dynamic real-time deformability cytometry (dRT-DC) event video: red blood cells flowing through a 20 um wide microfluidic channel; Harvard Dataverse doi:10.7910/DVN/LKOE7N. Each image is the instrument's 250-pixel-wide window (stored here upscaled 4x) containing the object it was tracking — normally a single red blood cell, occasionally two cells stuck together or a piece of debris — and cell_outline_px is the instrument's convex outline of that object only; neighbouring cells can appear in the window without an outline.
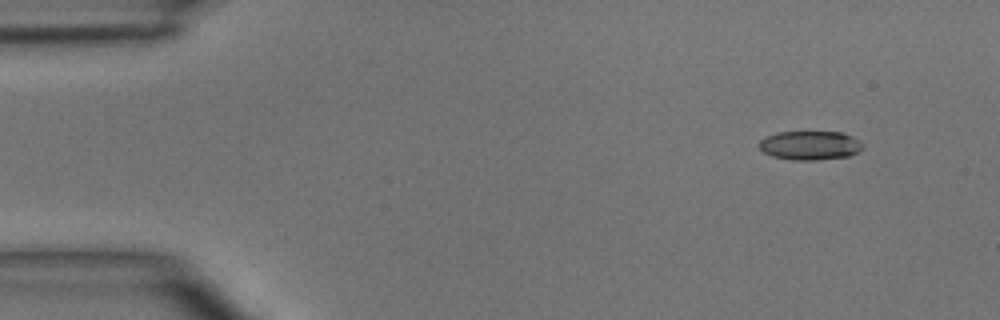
{"species": "common noctule bat (a hibernating species)", "species_latin": "Nyctalus noctula", "temperature_condition": "room temperature", "stored_images_in_passage": 7, "camera_frame_rate_fps": 3000, "um_per_image_px": 0.085, "animal": {"sex": "male", "body_mass_g": 15.6}, "frame": {"image": 1, "passage_image": 1, "time_ms": 0.0, "image_size_px": [1000, 320], "cell_outline_px": [[864, 148], [848, 156], [816, 160], [792, 160], [772, 156], [764, 152], [760, 148], [760, 140], [764, 136], [776, 132], [844, 132], [860, 140], [864, 144]], "centroid_in_image_um": [68.87, 12.35], "position_along_channel_um": 16.1, "area_um2": 17.63}}
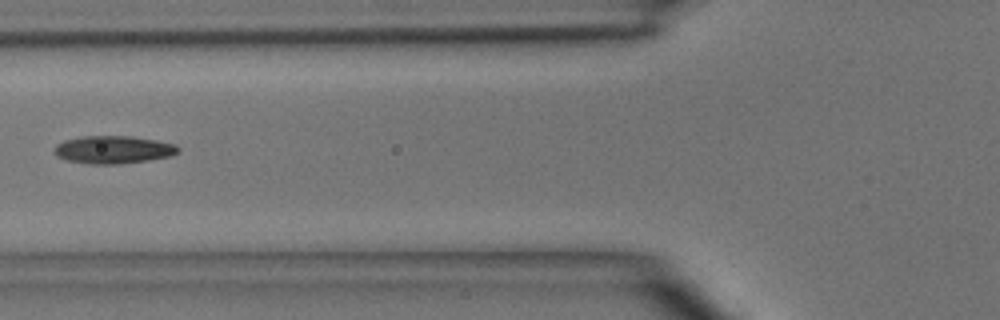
{"frame": {"image": 2, "passage_image": 5, "time_ms": 4.667, "image_size_px": [1000, 320], "cell_outline_px": [[180, 148], [172, 156], [148, 160], [120, 164], [92, 164], [68, 160], [56, 156], [56, 144], [64, 140], [80, 136], [132, 136], [156, 140], [176, 144]], "centroid_in_image_um": [9.65, 12.71], "position_along_channel_um": 116.1, "area_um2": 20.0}}
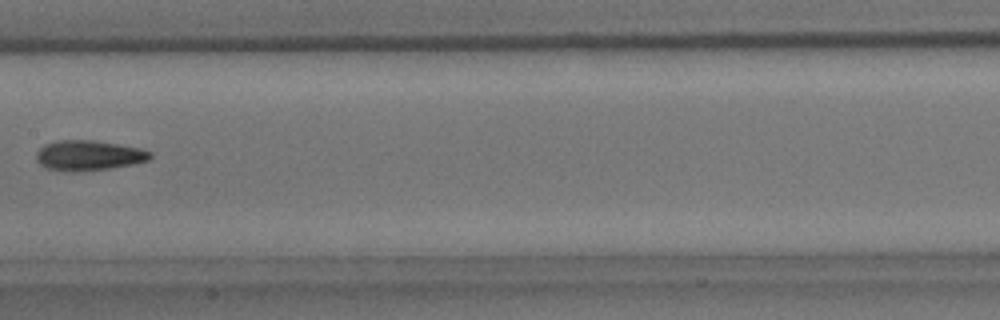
{"frame": {"image": 3, "passage_image": 7, "time_ms": 6.667, "image_size_px": [1000, 320], "cell_outline_px": [[152, 156], [148, 160], [132, 164], [108, 168], [72, 172], [48, 168], [40, 164], [36, 160], [36, 152], [44, 144], [56, 140], [92, 140], [140, 148], [152, 152]], "centroid_in_image_um": [7.51, 13.2], "position_along_channel_um": 199.9, "area_um2": 19.83}}